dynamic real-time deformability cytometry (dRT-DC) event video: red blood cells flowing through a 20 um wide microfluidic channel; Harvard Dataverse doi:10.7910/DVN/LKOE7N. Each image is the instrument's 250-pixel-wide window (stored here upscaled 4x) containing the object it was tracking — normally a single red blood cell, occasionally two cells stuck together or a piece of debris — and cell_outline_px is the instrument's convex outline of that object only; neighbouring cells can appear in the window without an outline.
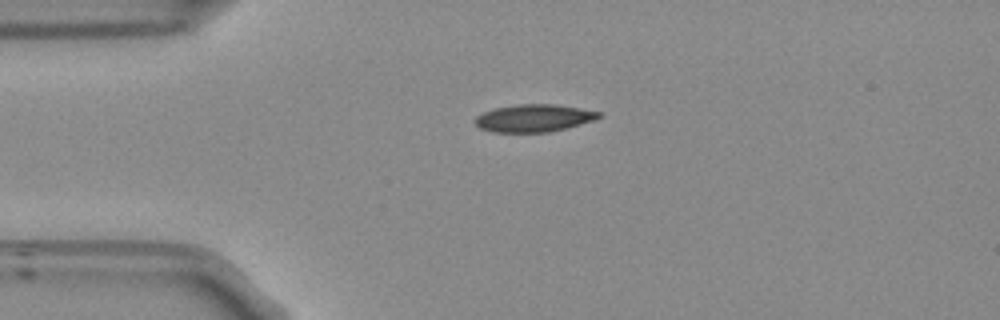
{"species": "Egyptian fruit bat (a non-hibernating species)", "species_latin": "Rousettus aegyptiacus", "temperature_condition": "room temperature", "stored_images_in_passage": 33, "camera_frame_rate_fps": 3000, "um_per_image_px": 0.085, "frame": {"image": 1, "passage_image": 1, "time_ms": 0.0, "image_size_px": [1000, 320], "cell_outline_px": [[604, 116], [580, 124], [548, 132], [492, 132], [480, 128], [472, 120], [476, 116], [492, 108], [516, 104], [552, 104], [580, 108], [604, 112]], "centroid_in_image_um": [45.36, 10.03], "position_along_channel_um": 39.6, "area_um2": 19.94}}
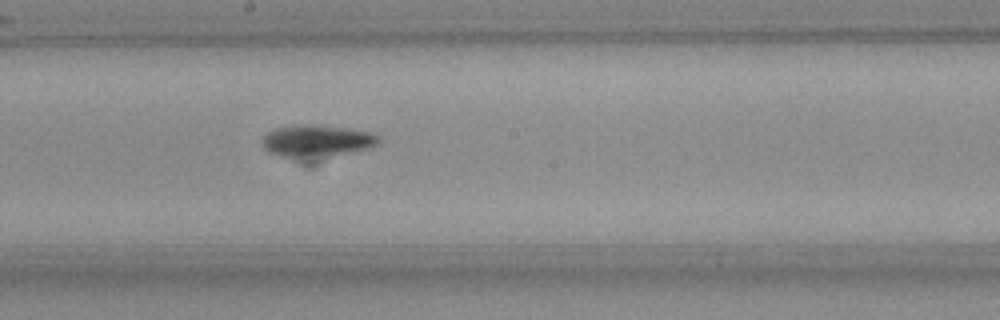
{"frame": {"image": 2, "passage_image": 17, "time_ms": 5.333, "image_size_px": [1000, 320], "cell_outline_px": [[380, 140], [376, 144], [368, 148], [340, 152], [300, 156], [284, 156], [268, 152], [264, 148], [264, 136], [268, 132], [276, 128], [292, 124], [324, 124], [372, 132], [380, 136]], "centroid_in_image_um": [26.92, 11.88], "position_along_channel_um": 221.3, "area_um2": 20.81}}
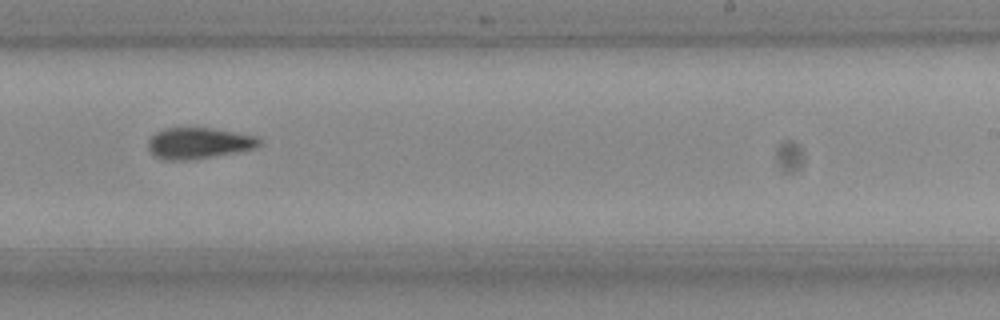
{"frame": {"image": 3, "passage_image": 21, "time_ms": 6.667, "image_size_px": [1000, 320], "cell_outline_px": [[264, 140], [260, 144], [252, 148], [212, 156], [188, 160], [164, 160], [156, 156], [148, 148], [148, 140], [156, 132], [164, 128], [212, 128], [236, 132], [256, 136]], "centroid_in_image_um": [16.87, 12.15], "position_along_channel_um": 272.1, "area_um2": 19.88}, "authors_computed_cell_mechanics": {"area_um2": 19.9988, "velocity_mm_per_s": 3.8191, "shape_relaxation_time_tau1_ms": 8.5388, "shape_relaxation_time_tau2_ms": null, "deformation_change_tau1": 0.1763, "deformation_change_tau2": null}}